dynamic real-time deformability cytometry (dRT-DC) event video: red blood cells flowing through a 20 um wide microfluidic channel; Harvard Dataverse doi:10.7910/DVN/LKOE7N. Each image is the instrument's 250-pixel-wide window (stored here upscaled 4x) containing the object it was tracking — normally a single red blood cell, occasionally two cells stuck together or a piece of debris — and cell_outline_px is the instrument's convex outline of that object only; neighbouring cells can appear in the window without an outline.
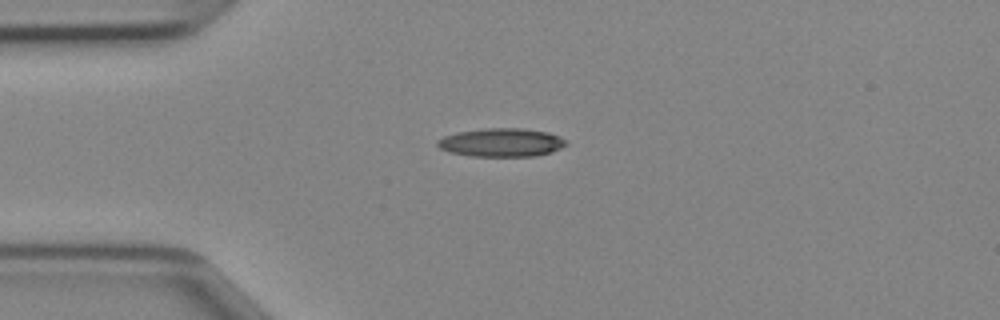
{"species": "Egyptian fruit bat (a non-hibernating species)", "species_latin": "Rousettus aegyptiacus", "temperature_condition": "cold", "stored_images_in_passage": 36, "camera_frame_rate_fps": 3000, "um_per_image_px": 0.085, "animal": {"sex": "female"}, "frame": {"image": 1, "passage_image": 1, "time_ms": 0.0, "image_size_px": [1000, 320], "cell_outline_px": [[568, 144], [552, 152], [536, 156], [472, 156], [448, 152], [440, 148], [436, 144], [436, 140], [444, 136], [460, 132], [484, 128], [524, 128], [548, 132], [560, 136]], "centroid_in_image_um": [42.63, 12.11], "position_along_channel_um": 42.4, "area_um2": 21.39}}
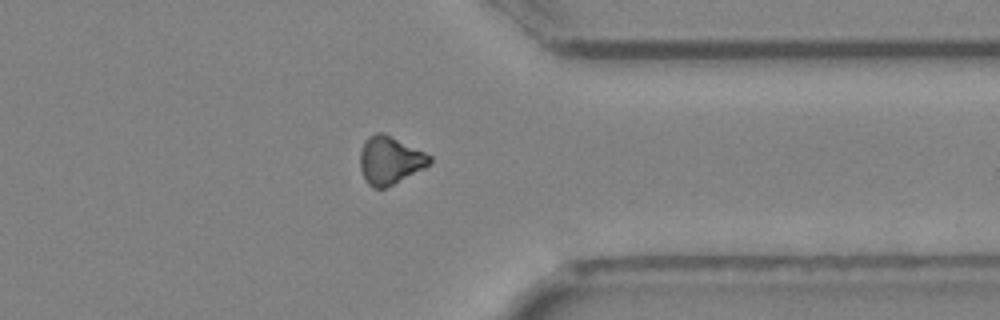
{"frame": {"image": 2, "passage_image": 26, "time_ms": 8.333, "image_size_px": [1000, 320], "cell_outline_px": [[432, 164], [384, 188], [372, 188], [364, 180], [360, 168], [360, 152], [364, 140], [368, 136], [376, 132], [384, 132], [432, 156]], "centroid_in_image_um": [33.12, 13.61], "position_along_channel_um": 378.3, "area_um2": 19.48}}
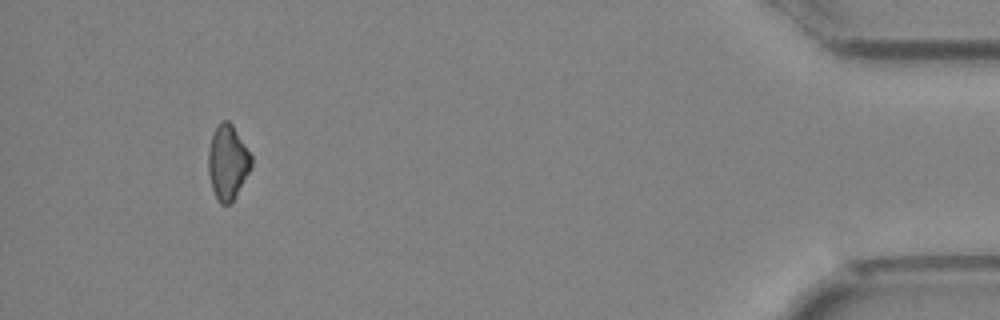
{"frame": {"image": 3, "passage_image": 33, "time_ms": 10.667, "image_size_px": [1000, 320], "cell_outline_px": [[252, 164], [236, 196], [228, 204], [220, 204], [212, 188], [208, 172], [208, 148], [212, 132], [220, 120], [228, 120], [232, 124], [252, 156]], "centroid_in_image_um": [19.33, 13.75], "position_along_channel_um": 415.9, "area_um2": 18.67}}